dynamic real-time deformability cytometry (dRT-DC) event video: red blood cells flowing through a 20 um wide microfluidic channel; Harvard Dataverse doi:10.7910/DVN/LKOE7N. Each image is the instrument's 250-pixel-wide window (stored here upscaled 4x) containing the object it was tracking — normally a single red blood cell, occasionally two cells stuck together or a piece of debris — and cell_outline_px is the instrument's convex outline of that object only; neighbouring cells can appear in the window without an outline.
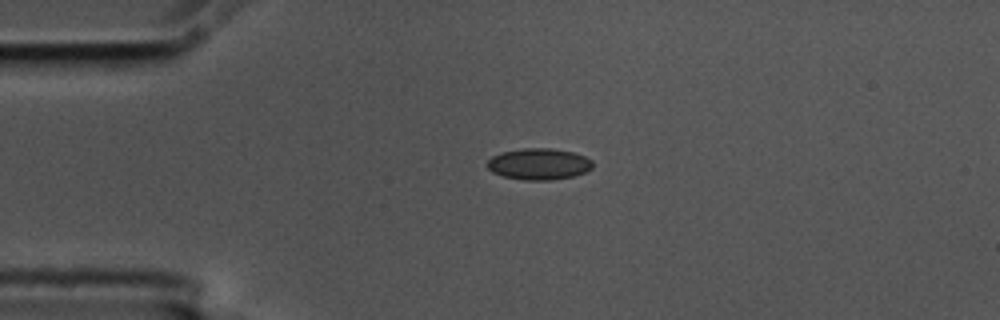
{"species": "common noctule bat (a hibernating species)", "species_latin": "Nyctalus noctula", "temperature_condition": "cold", "stored_images_in_passage": 4, "camera_frame_rate_fps": 3000, "um_per_image_px": 0.085, "animal": {"sex": "male", "body_mass_g": 17.5, "forearm_length_mm": 52.3}, "frame": {"image": 1, "passage_image": 4, "time_ms": 1.0, "image_size_px": [1000, 320], "cell_outline_px": [[592, 168], [584, 172], [572, 176], [548, 180], [524, 180], [504, 176], [492, 172], [488, 168], [488, 160], [492, 156], [500, 152], [524, 148], [552, 148], [572, 152], [584, 156], [592, 160]], "centroid_in_image_um": [45.79, 13.93], "position_along_channel_um": 39.2, "area_um2": 19.13}}